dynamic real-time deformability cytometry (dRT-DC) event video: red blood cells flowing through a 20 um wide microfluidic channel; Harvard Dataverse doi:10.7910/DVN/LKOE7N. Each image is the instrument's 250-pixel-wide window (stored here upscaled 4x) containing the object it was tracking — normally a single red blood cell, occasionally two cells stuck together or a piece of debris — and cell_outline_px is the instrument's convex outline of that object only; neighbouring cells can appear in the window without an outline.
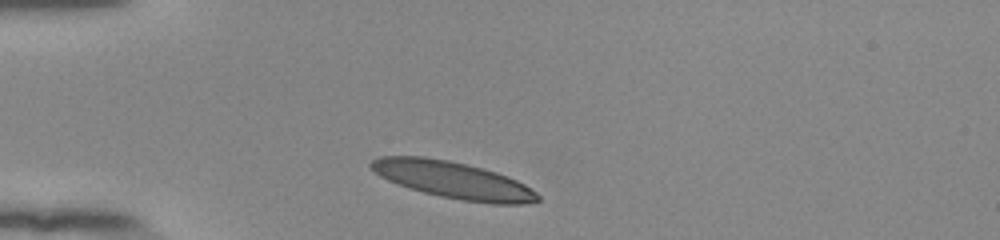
{"species": "human", "species_latin": "Homo sapiens", "temperature_condition": "room temperature", "stored_images_in_passage": 32, "camera_frame_rate_fps": 3000, "um_per_image_px": 0.085, "donor": {"sex": "female"}, "frame": {"image": 1, "passage_image": 1, "time_ms": 0.0, "image_size_px": [1000, 240], "cell_outline_px": [[540, 200], [524, 204], [492, 204], [460, 200], [440, 196], [424, 192], [388, 180], [380, 176], [368, 164], [372, 160], [380, 156], [424, 156], [448, 160], [496, 172], [508, 176], [524, 184], [536, 192], [540, 196]], "centroid_in_image_um": [38.54, 15.3], "position_along_channel_um": 46.5, "area_um2": 35.49}}
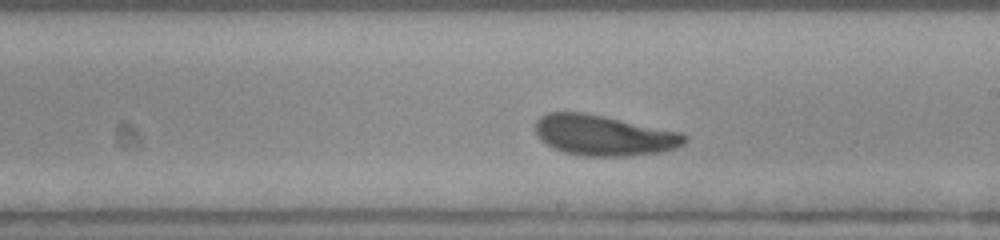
{"frame": {"image": 2, "passage_image": 18, "time_ms": 5.667, "image_size_px": [1000, 240], "cell_outline_px": [[688, 140], [684, 144], [676, 148], [660, 152], [628, 156], [584, 156], [564, 152], [552, 148], [544, 144], [540, 140], [536, 132], [536, 120], [540, 116], [548, 112], [584, 112], [604, 116], [680, 132], [688, 136]], "centroid_in_image_um": [51.31, 11.51], "position_along_channel_um": 237.7, "area_um2": 35.37}}
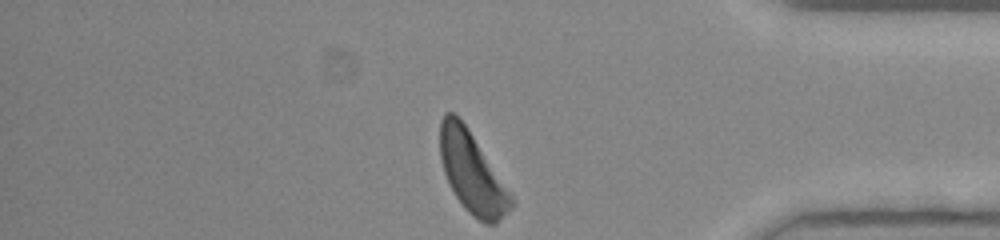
{"frame": {"image": 3, "passage_image": 32, "time_ms": 10.333, "image_size_px": [1000, 240], "cell_outline_px": [[516, 204], [496, 224], [484, 224], [472, 216], [464, 208], [456, 196], [444, 172], [440, 160], [440, 120], [444, 112], [452, 112], [464, 124], [512, 196]], "centroid_in_image_um": [40.11, 14.73], "position_along_channel_um": 395.1, "area_um2": 32.77}, "authors_computed_cell_mechanics": {"area_um2": 35.2291, "velocity_mm_per_s": 3.8385, "shape_relaxation_time_tau1_ms": 2.818, "shape_relaxation_time_tau2_ms": 2.429, "deformation_change_tau1": 0.1348, "deformation_change_tau2": 0.0976}}